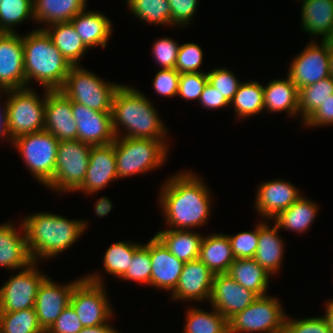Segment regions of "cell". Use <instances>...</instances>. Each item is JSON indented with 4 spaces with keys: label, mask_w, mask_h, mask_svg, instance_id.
<instances>
[{
    "label": "cell",
    "mask_w": 333,
    "mask_h": 333,
    "mask_svg": "<svg viewBox=\"0 0 333 333\" xmlns=\"http://www.w3.org/2000/svg\"><path fill=\"white\" fill-rule=\"evenodd\" d=\"M185 171L168 177L161 186L159 206L169 229L199 228L209 220L208 216L210 217L213 200L210 199L211 190H208V186L197 174Z\"/></svg>",
    "instance_id": "1"
},
{
    "label": "cell",
    "mask_w": 333,
    "mask_h": 333,
    "mask_svg": "<svg viewBox=\"0 0 333 333\" xmlns=\"http://www.w3.org/2000/svg\"><path fill=\"white\" fill-rule=\"evenodd\" d=\"M82 328L74 308L69 304L45 333H78Z\"/></svg>",
    "instance_id": "50"
},
{
    "label": "cell",
    "mask_w": 333,
    "mask_h": 333,
    "mask_svg": "<svg viewBox=\"0 0 333 333\" xmlns=\"http://www.w3.org/2000/svg\"><path fill=\"white\" fill-rule=\"evenodd\" d=\"M44 90L42 100L32 87L0 89L1 94H8L4 105H6L8 129L12 141L20 136L44 130L46 94L49 91Z\"/></svg>",
    "instance_id": "7"
},
{
    "label": "cell",
    "mask_w": 333,
    "mask_h": 333,
    "mask_svg": "<svg viewBox=\"0 0 333 333\" xmlns=\"http://www.w3.org/2000/svg\"><path fill=\"white\" fill-rule=\"evenodd\" d=\"M25 88L22 36L0 33V89Z\"/></svg>",
    "instance_id": "17"
},
{
    "label": "cell",
    "mask_w": 333,
    "mask_h": 333,
    "mask_svg": "<svg viewBox=\"0 0 333 333\" xmlns=\"http://www.w3.org/2000/svg\"><path fill=\"white\" fill-rule=\"evenodd\" d=\"M155 236L176 258L185 262L199 258L203 236L192 230L164 229Z\"/></svg>",
    "instance_id": "31"
},
{
    "label": "cell",
    "mask_w": 333,
    "mask_h": 333,
    "mask_svg": "<svg viewBox=\"0 0 333 333\" xmlns=\"http://www.w3.org/2000/svg\"><path fill=\"white\" fill-rule=\"evenodd\" d=\"M227 274L244 288L252 290L258 296H265L269 286V273L253 258L235 259Z\"/></svg>",
    "instance_id": "32"
},
{
    "label": "cell",
    "mask_w": 333,
    "mask_h": 333,
    "mask_svg": "<svg viewBox=\"0 0 333 333\" xmlns=\"http://www.w3.org/2000/svg\"><path fill=\"white\" fill-rule=\"evenodd\" d=\"M121 83L106 82L82 65L71 66L60 89L72 102L99 112H111L115 93Z\"/></svg>",
    "instance_id": "6"
},
{
    "label": "cell",
    "mask_w": 333,
    "mask_h": 333,
    "mask_svg": "<svg viewBox=\"0 0 333 333\" xmlns=\"http://www.w3.org/2000/svg\"><path fill=\"white\" fill-rule=\"evenodd\" d=\"M37 262L10 276L0 288V312H15L34 308L37 291L47 275L40 273Z\"/></svg>",
    "instance_id": "12"
},
{
    "label": "cell",
    "mask_w": 333,
    "mask_h": 333,
    "mask_svg": "<svg viewBox=\"0 0 333 333\" xmlns=\"http://www.w3.org/2000/svg\"><path fill=\"white\" fill-rule=\"evenodd\" d=\"M237 118H248L264 111L263 84L258 81L241 82L230 101Z\"/></svg>",
    "instance_id": "34"
},
{
    "label": "cell",
    "mask_w": 333,
    "mask_h": 333,
    "mask_svg": "<svg viewBox=\"0 0 333 333\" xmlns=\"http://www.w3.org/2000/svg\"><path fill=\"white\" fill-rule=\"evenodd\" d=\"M151 260L149 255V241L142 244L133 255L126 273L120 278L121 280H133L138 284L150 285L151 279Z\"/></svg>",
    "instance_id": "41"
},
{
    "label": "cell",
    "mask_w": 333,
    "mask_h": 333,
    "mask_svg": "<svg viewBox=\"0 0 333 333\" xmlns=\"http://www.w3.org/2000/svg\"><path fill=\"white\" fill-rule=\"evenodd\" d=\"M329 62H330V74L333 76V46H328Z\"/></svg>",
    "instance_id": "57"
},
{
    "label": "cell",
    "mask_w": 333,
    "mask_h": 333,
    "mask_svg": "<svg viewBox=\"0 0 333 333\" xmlns=\"http://www.w3.org/2000/svg\"><path fill=\"white\" fill-rule=\"evenodd\" d=\"M103 281L99 274H88L75 285L71 293L70 304L85 328L104 325L113 317L114 311L109 304Z\"/></svg>",
    "instance_id": "8"
},
{
    "label": "cell",
    "mask_w": 333,
    "mask_h": 333,
    "mask_svg": "<svg viewBox=\"0 0 333 333\" xmlns=\"http://www.w3.org/2000/svg\"><path fill=\"white\" fill-rule=\"evenodd\" d=\"M23 218L28 250L34 262L54 258L69 249L87 230L88 224L49 212H37Z\"/></svg>",
    "instance_id": "2"
},
{
    "label": "cell",
    "mask_w": 333,
    "mask_h": 333,
    "mask_svg": "<svg viewBox=\"0 0 333 333\" xmlns=\"http://www.w3.org/2000/svg\"><path fill=\"white\" fill-rule=\"evenodd\" d=\"M151 260L150 285L164 291H174L182 272L184 262L176 258L154 235L149 240Z\"/></svg>",
    "instance_id": "22"
},
{
    "label": "cell",
    "mask_w": 333,
    "mask_h": 333,
    "mask_svg": "<svg viewBox=\"0 0 333 333\" xmlns=\"http://www.w3.org/2000/svg\"><path fill=\"white\" fill-rule=\"evenodd\" d=\"M199 0H168L171 9V25H188L195 15Z\"/></svg>",
    "instance_id": "49"
},
{
    "label": "cell",
    "mask_w": 333,
    "mask_h": 333,
    "mask_svg": "<svg viewBox=\"0 0 333 333\" xmlns=\"http://www.w3.org/2000/svg\"><path fill=\"white\" fill-rule=\"evenodd\" d=\"M24 52L25 88L31 81L44 89L60 90L71 65L53 44L44 29L37 28L22 35Z\"/></svg>",
    "instance_id": "4"
},
{
    "label": "cell",
    "mask_w": 333,
    "mask_h": 333,
    "mask_svg": "<svg viewBox=\"0 0 333 333\" xmlns=\"http://www.w3.org/2000/svg\"><path fill=\"white\" fill-rule=\"evenodd\" d=\"M71 106L72 101L60 90L47 92L44 130L59 141L77 140V123Z\"/></svg>",
    "instance_id": "18"
},
{
    "label": "cell",
    "mask_w": 333,
    "mask_h": 333,
    "mask_svg": "<svg viewBox=\"0 0 333 333\" xmlns=\"http://www.w3.org/2000/svg\"><path fill=\"white\" fill-rule=\"evenodd\" d=\"M203 62V50L195 43L180 44L175 69L180 73H198Z\"/></svg>",
    "instance_id": "42"
},
{
    "label": "cell",
    "mask_w": 333,
    "mask_h": 333,
    "mask_svg": "<svg viewBox=\"0 0 333 333\" xmlns=\"http://www.w3.org/2000/svg\"><path fill=\"white\" fill-rule=\"evenodd\" d=\"M311 41L289 65L287 76L298 89L331 76L328 45L324 41L321 44Z\"/></svg>",
    "instance_id": "13"
},
{
    "label": "cell",
    "mask_w": 333,
    "mask_h": 333,
    "mask_svg": "<svg viewBox=\"0 0 333 333\" xmlns=\"http://www.w3.org/2000/svg\"><path fill=\"white\" fill-rule=\"evenodd\" d=\"M20 222L18 230H22L21 234L11 221L0 225V266L6 270L23 269L34 262L28 250L24 225Z\"/></svg>",
    "instance_id": "23"
},
{
    "label": "cell",
    "mask_w": 333,
    "mask_h": 333,
    "mask_svg": "<svg viewBox=\"0 0 333 333\" xmlns=\"http://www.w3.org/2000/svg\"><path fill=\"white\" fill-rule=\"evenodd\" d=\"M205 109L228 107L230 102L211 84L207 82L198 101Z\"/></svg>",
    "instance_id": "52"
},
{
    "label": "cell",
    "mask_w": 333,
    "mask_h": 333,
    "mask_svg": "<svg viewBox=\"0 0 333 333\" xmlns=\"http://www.w3.org/2000/svg\"><path fill=\"white\" fill-rule=\"evenodd\" d=\"M117 179L114 142L107 145L92 146L84 182L76 191L93 194Z\"/></svg>",
    "instance_id": "20"
},
{
    "label": "cell",
    "mask_w": 333,
    "mask_h": 333,
    "mask_svg": "<svg viewBox=\"0 0 333 333\" xmlns=\"http://www.w3.org/2000/svg\"><path fill=\"white\" fill-rule=\"evenodd\" d=\"M71 109L77 123V140L91 146L115 141L111 112L95 111L76 102H72Z\"/></svg>",
    "instance_id": "16"
},
{
    "label": "cell",
    "mask_w": 333,
    "mask_h": 333,
    "mask_svg": "<svg viewBox=\"0 0 333 333\" xmlns=\"http://www.w3.org/2000/svg\"><path fill=\"white\" fill-rule=\"evenodd\" d=\"M325 309L326 312L323 317L325 318L330 329L333 331V299H330V301L328 300Z\"/></svg>",
    "instance_id": "56"
},
{
    "label": "cell",
    "mask_w": 333,
    "mask_h": 333,
    "mask_svg": "<svg viewBox=\"0 0 333 333\" xmlns=\"http://www.w3.org/2000/svg\"><path fill=\"white\" fill-rule=\"evenodd\" d=\"M199 259L214 275L227 273L229 266L235 260L228 234L203 235Z\"/></svg>",
    "instance_id": "27"
},
{
    "label": "cell",
    "mask_w": 333,
    "mask_h": 333,
    "mask_svg": "<svg viewBox=\"0 0 333 333\" xmlns=\"http://www.w3.org/2000/svg\"><path fill=\"white\" fill-rule=\"evenodd\" d=\"M259 296L244 288L227 273L215 274L209 303L227 320L244 310Z\"/></svg>",
    "instance_id": "14"
},
{
    "label": "cell",
    "mask_w": 333,
    "mask_h": 333,
    "mask_svg": "<svg viewBox=\"0 0 333 333\" xmlns=\"http://www.w3.org/2000/svg\"><path fill=\"white\" fill-rule=\"evenodd\" d=\"M82 278L60 286L47 276L40 284L34 308L39 326L44 332L51 327L61 312L70 304L71 293Z\"/></svg>",
    "instance_id": "15"
},
{
    "label": "cell",
    "mask_w": 333,
    "mask_h": 333,
    "mask_svg": "<svg viewBox=\"0 0 333 333\" xmlns=\"http://www.w3.org/2000/svg\"><path fill=\"white\" fill-rule=\"evenodd\" d=\"M78 333H119L110 325V323H105L104 325L93 326L85 328L83 327Z\"/></svg>",
    "instance_id": "55"
},
{
    "label": "cell",
    "mask_w": 333,
    "mask_h": 333,
    "mask_svg": "<svg viewBox=\"0 0 333 333\" xmlns=\"http://www.w3.org/2000/svg\"><path fill=\"white\" fill-rule=\"evenodd\" d=\"M143 243L116 242L111 244L103 257L106 273L121 278L129 268L134 252Z\"/></svg>",
    "instance_id": "39"
},
{
    "label": "cell",
    "mask_w": 333,
    "mask_h": 333,
    "mask_svg": "<svg viewBox=\"0 0 333 333\" xmlns=\"http://www.w3.org/2000/svg\"><path fill=\"white\" fill-rule=\"evenodd\" d=\"M303 125L308 128L333 125V94L303 122Z\"/></svg>",
    "instance_id": "51"
},
{
    "label": "cell",
    "mask_w": 333,
    "mask_h": 333,
    "mask_svg": "<svg viewBox=\"0 0 333 333\" xmlns=\"http://www.w3.org/2000/svg\"><path fill=\"white\" fill-rule=\"evenodd\" d=\"M168 142L158 139L116 137L114 151L119 178L153 171L166 162Z\"/></svg>",
    "instance_id": "5"
},
{
    "label": "cell",
    "mask_w": 333,
    "mask_h": 333,
    "mask_svg": "<svg viewBox=\"0 0 333 333\" xmlns=\"http://www.w3.org/2000/svg\"><path fill=\"white\" fill-rule=\"evenodd\" d=\"M154 42L152 46L154 60L162 69H174L180 45L169 37H162Z\"/></svg>",
    "instance_id": "46"
},
{
    "label": "cell",
    "mask_w": 333,
    "mask_h": 333,
    "mask_svg": "<svg viewBox=\"0 0 333 333\" xmlns=\"http://www.w3.org/2000/svg\"><path fill=\"white\" fill-rule=\"evenodd\" d=\"M29 18L34 21L33 0H0V33H16L15 25Z\"/></svg>",
    "instance_id": "38"
},
{
    "label": "cell",
    "mask_w": 333,
    "mask_h": 333,
    "mask_svg": "<svg viewBox=\"0 0 333 333\" xmlns=\"http://www.w3.org/2000/svg\"><path fill=\"white\" fill-rule=\"evenodd\" d=\"M208 82L207 72L182 73L179 78L177 96L185 100H198Z\"/></svg>",
    "instance_id": "45"
},
{
    "label": "cell",
    "mask_w": 333,
    "mask_h": 333,
    "mask_svg": "<svg viewBox=\"0 0 333 333\" xmlns=\"http://www.w3.org/2000/svg\"><path fill=\"white\" fill-rule=\"evenodd\" d=\"M283 333H333V331L323 316L291 319L288 315Z\"/></svg>",
    "instance_id": "47"
},
{
    "label": "cell",
    "mask_w": 333,
    "mask_h": 333,
    "mask_svg": "<svg viewBox=\"0 0 333 333\" xmlns=\"http://www.w3.org/2000/svg\"><path fill=\"white\" fill-rule=\"evenodd\" d=\"M282 308L278 298L259 296L228 320V333H283L287 315Z\"/></svg>",
    "instance_id": "9"
},
{
    "label": "cell",
    "mask_w": 333,
    "mask_h": 333,
    "mask_svg": "<svg viewBox=\"0 0 333 333\" xmlns=\"http://www.w3.org/2000/svg\"><path fill=\"white\" fill-rule=\"evenodd\" d=\"M331 94H333V76L300 88L298 108L302 123L318 109Z\"/></svg>",
    "instance_id": "36"
},
{
    "label": "cell",
    "mask_w": 333,
    "mask_h": 333,
    "mask_svg": "<svg viewBox=\"0 0 333 333\" xmlns=\"http://www.w3.org/2000/svg\"><path fill=\"white\" fill-rule=\"evenodd\" d=\"M318 205L305 198L304 195L296 200L289 208L281 211L273 222L279 229L290 230L294 232L304 233L314 222L317 213Z\"/></svg>",
    "instance_id": "33"
},
{
    "label": "cell",
    "mask_w": 333,
    "mask_h": 333,
    "mask_svg": "<svg viewBox=\"0 0 333 333\" xmlns=\"http://www.w3.org/2000/svg\"><path fill=\"white\" fill-rule=\"evenodd\" d=\"M41 29L47 32L53 44L71 66L80 64L79 59L89 48L83 43L71 22L55 23L45 28L43 26Z\"/></svg>",
    "instance_id": "30"
},
{
    "label": "cell",
    "mask_w": 333,
    "mask_h": 333,
    "mask_svg": "<svg viewBox=\"0 0 333 333\" xmlns=\"http://www.w3.org/2000/svg\"><path fill=\"white\" fill-rule=\"evenodd\" d=\"M111 113L116 137L166 140L168 131L154 105L132 86L121 85L115 93Z\"/></svg>",
    "instance_id": "3"
},
{
    "label": "cell",
    "mask_w": 333,
    "mask_h": 333,
    "mask_svg": "<svg viewBox=\"0 0 333 333\" xmlns=\"http://www.w3.org/2000/svg\"><path fill=\"white\" fill-rule=\"evenodd\" d=\"M28 170L44 186L53 179L59 140L46 130L29 133L13 140Z\"/></svg>",
    "instance_id": "10"
},
{
    "label": "cell",
    "mask_w": 333,
    "mask_h": 333,
    "mask_svg": "<svg viewBox=\"0 0 333 333\" xmlns=\"http://www.w3.org/2000/svg\"><path fill=\"white\" fill-rule=\"evenodd\" d=\"M0 139H8L13 143L9 135L6 105L4 108L0 107Z\"/></svg>",
    "instance_id": "54"
},
{
    "label": "cell",
    "mask_w": 333,
    "mask_h": 333,
    "mask_svg": "<svg viewBox=\"0 0 333 333\" xmlns=\"http://www.w3.org/2000/svg\"><path fill=\"white\" fill-rule=\"evenodd\" d=\"M207 312L200 308L187 310L183 333H228V320L215 308Z\"/></svg>",
    "instance_id": "35"
},
{
    "label": "cell",
    "mask_w": 333,
    "mask_h": 333,
    "mask_svg": "<svg viewBox=\"0 0 333 333\" xmlns=\"http://www.w3.org/2000/svg\"><path fill=\"white\" fill-rule=\"evenodd\" d=\"M86 5L87 0H33L34 21L46 26L70 22Z\"/></svg>",
    "instance_id": "29"
},
{
    "label": "cell",
    "mask_w": 333,
    "mask_h": 333,
    "mask_svg": "<svg viewBox=\"0 0 333 333\" xmlns=\"http://www.w3.org/2000/svg\"><path fill=\"white\" fill-rule=\"evenodd\" d=\"M324 42L328 45V46H333V25L330 31V34L325 38Z\"/></svg>",
    "instance_id": "58"
},
{
    "label": "cell",
    "mask_w": 333,
    "mask_h": 333,
    "mask_svg": "<svg viewBox=\"0 0 333 333\" xmlns=\"http://www.w3.org/2000/svg\"><path fill=\"white\" fill-rule=\"evenodd\" d=\"M91 145L79 140L59 141L52 181L46 186L55 192H74L84 182Z\"/></svg>",
    "instance_id": "11"
},
{
    "label": "cell",
    "mask_w": 333,
    "mask_h": 333,
    "mask_svg": "<svg viewBox=\"0 0 333 333\" xmlns=\"http://www.w3.org/2000/svg\"><path fill=\"white\" fill-rule=\"evenodd\" d=\"M213 278V272L199 258L185 262L178 285L171 293V300L208 301L211 296Z\"/></svg>",
    "instance_id": "19"
},
{
    "label": "cell",
    "mask_w": 333,
    "mask_h": 333,
    "mask_svg": "<svg viewBox=\"0 0 333 333\" xmlns=\"http://www.w3.org/2000/svg\"><path fill=\"white\" fill-rule=\"evenodd\" d=\"M70 22L89 49L96 46L106 47L113 27L106 15L98 11H87L85 8Z\"/></svg>",
    "instance_id": "25"
},
{
    "label": "cell",
    "mask_w": 333,
    "mask_h": 333,
    "mask_svg": "<svg viewBox=\"0 0 333 333\" xmlns=\"http://www.w3.org/2000/svg\"><path fill=\"white\" fill-rule=\"evenodd\" d=\"M131 13L143 22L171 25V9L168 0H125Z\"/></svg>",
    "instance_id": "37"
},
{
    "label": "cell",
    "mask_w": 333,
    "mask_h": 333,
    "mask_svg": "<svg viewBox=\"0 0 333 333\" xmlns=\"http://www.w3.org/2000/svg\"><path fill=\"white\" fill-rule=\"evenodd\" d=\"M112 206L113 204L111 200L104 196L96 200V203L94 205V211L97 216L104 217L110 213L113 208Z\"/></svg>",
    "instance_id": "53"
},
{
    "label": "cell",
    "mask_w": 333,
    "mask_h": 333,
    "mask_svg": "<svg viewBox=\"0 0 333 333\" xmlns=\"http://www.w3.org/2000/svg\"><path fill=\"white\" fill-rule=\"evenodd\" d=\"M1 333H45L39 326L35 308L0 312Z\"/></svg>",
    "instance_id": "40"
},
{
    "label": "cell",
    "mask_w": 333,
    "mask_h": 333,
    "mask_svg": "<svg viewBox=\"0 0 333 333\" xmlns=\"http://www.w3.org/2000/svg\"><path fill=\"white\" fill-rule=\"evenodd\" d=\"M180 73L174 69L159 70L154 77L152 87L154 91L166 97L177 96L179 86Z\"/></svg>",
    "instance_id": "48"
},
{
    "label": "cell",
    "mask_w": 333,
    "mask_h": 333,
    "mask_svg": "<svg viewBox=\"0 0 333 333\" xmlns=\"http://www.w3.org/2000/svg\"><path fill=\"white\" fill-rule=\"evenodd\" d=\"M267 224L264 219L258 223V247L253 259L273 276L282 267L285 246L278 234L279 227Z\"/></svg>",
    "instance_id": "24"
},
{
    "label": "cell",
    "mask_w": 333,
    "mask_h": 333,
    "mask_svg": "<svg viewBox=\"0 0 333 333\" xmlns=\"http://www.w3.org/2000/svg\"><path fill=\"white\" fill-rule=\"evenodd\" d=\"M257 190L255 209L266 221L273 220L302 196L294 184L283 179L263 182Z\"/></svg>",
    "instance_id": "21"
},
{
    "label": "cell",
    "mask_w": 333,
    "mask_h": 333,
    "mask_svg": "<svg viewBox=\"0 0 333 333\" xmlns=\"http://www.w3.org/2000/svg\"><path fill=\"white\" fill-rule=\"evenodd\" d=\"M264 110L268 112L286 111L291 117L299 113V89L287 76L286 79H273L263 86Z\"/></svg>",
    "instance_id": "26"
},
{
    "label": "cell",
    "mask_w": 333,
    "mask_h": 333,
    "mask_svg": "<svg viewBox=\"0 0 333 333\" xmlns=\"http://www.w3.org/2000/svg\"><path fill=\"white\" fill-rule=\"evenodd\" d=\"M301 27L322 41L330 34L333 25V0H301Z\"/></svg>",
    "instance_id": "28"
},
{
    "label": "cell",
    "mask_w": 333,
    "mask_h": 333,
    "mask_svg": "<svg viewBox=\"0 0 333 333\" xmlns=\"http://www.w3.org/2000/svg\"><path fill=\"white\" fill-rule=\"evenodd\" d=\"M235 259L254 258L258 247V223L253 231L228 235Z\"/></svg>",
    "instance_id": "43"
},
{
    "label": "cell",
    "mask_w": 333,
    "mask_h": 333,
    "mask_svg": "<svg viewBox=\"0 0 333 333\" xmlns=\"http://www.w3.org/2000/svg\"><path fill=\"white\" fill-rule=\"evenodd\" d=\"M208 83L216 88L229 102L238 90L240 81L225 68H214L207 72Z\"/></svg>",
    "instance_id": "44"
}]
</instances>
